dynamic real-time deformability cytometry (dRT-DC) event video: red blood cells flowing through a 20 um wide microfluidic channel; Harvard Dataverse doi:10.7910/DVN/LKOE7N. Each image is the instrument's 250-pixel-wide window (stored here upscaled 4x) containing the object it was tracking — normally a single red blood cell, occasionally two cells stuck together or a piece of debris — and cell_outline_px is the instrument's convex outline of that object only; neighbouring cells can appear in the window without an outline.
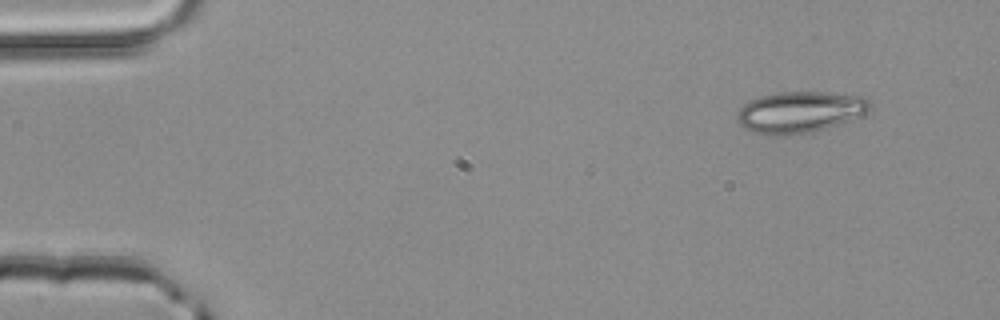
{"species": "common noctule bat (a hibernating species)", "species_latin": "Nyctalus noctula", "temperature_condition": "room temperature", "stored_images_in_passage": 3, "camera_frame_rate_fps": 3000, "um_per_image_px": 0.085, "animal": {"sex": "male", "body_mass_g": 20.4}, "frame": {"image": 1, "passage_image": 1, "time_ms": 0.0, "image_size_px": [1000, 320], "cell_outline_px": [[872, 104], [864, 112], [848, 120], [812, 132], [784, 136], [772, 136], [756, 132], [744, 128], [736, 120], [736, 112], [748, 100], [760, 96], [780, 92], [824, 92], [868, 96]], "centroid_in_image_um": [67.94, 9.51], "position_along_channel_um": 17.1, "area_um2": 31.96}}